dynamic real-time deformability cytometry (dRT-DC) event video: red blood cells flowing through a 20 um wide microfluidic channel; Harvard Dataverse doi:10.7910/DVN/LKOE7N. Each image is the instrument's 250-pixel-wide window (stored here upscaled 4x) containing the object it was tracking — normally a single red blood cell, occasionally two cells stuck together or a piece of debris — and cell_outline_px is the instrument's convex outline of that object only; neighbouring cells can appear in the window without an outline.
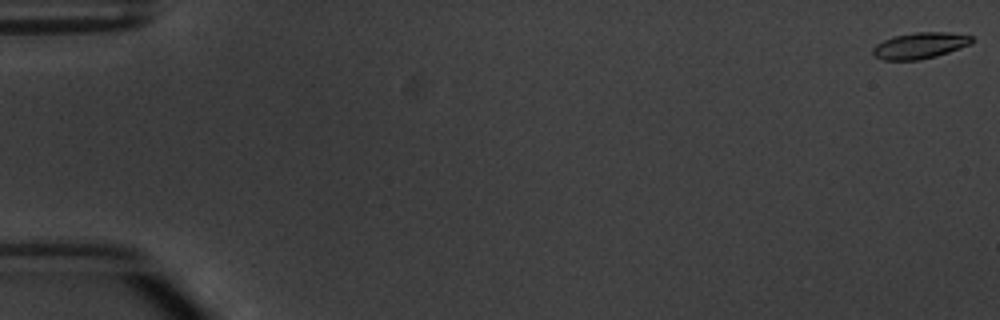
{"species": "common noctule bat (a hibernating species)", "species_latin": "Nyctalus noctula", "temperature_condition": "warm", "stored_images_in_passage": 6, "segment_of_instrument_passage": [1, 2], "camera_frame_rate_fps": 3000, "um_per_image_px": 0.085, "animal": {"sex": "male", "body_mass_g": 20.1, "forearm_length_mm": 53.5}, "frame": {"image": 1, "passage_image": 1, "time_ms": 0.0, "image_size_px": [1000, 320], "cell_outline_px": [[972, 44], [936, 56], [920, 60], [884, 60], [876, 56], [872, 52], [872, 48], [876, 44], [884, 40], [896, 36], [916, 32], [948, 32], [972, 36]], "centroid_in_image_um": [78.2, 3.87], "position_along_channel_um": 6.8, "area_um2": 14.97}}
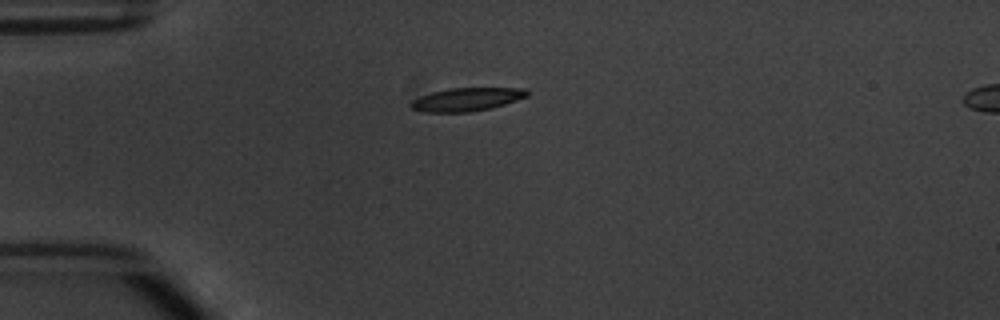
{"frame": {"image": 2, "passage_image": 5, "time_ms": 4.667, "image_size_px": [1000, 320], "cell_outline_px": [[528, 96], [504, 104], [488, 108], [468, 112], [424, 112], [412, 108], [408, 104], [412, 100], [420, 96], [432, 92], [448, 88], [524, 88], [528, 92]], "centroid_in_image_um": [39.63, 8.44], "position_along_channel_um": 45.4, "area_um2": 15.61}}